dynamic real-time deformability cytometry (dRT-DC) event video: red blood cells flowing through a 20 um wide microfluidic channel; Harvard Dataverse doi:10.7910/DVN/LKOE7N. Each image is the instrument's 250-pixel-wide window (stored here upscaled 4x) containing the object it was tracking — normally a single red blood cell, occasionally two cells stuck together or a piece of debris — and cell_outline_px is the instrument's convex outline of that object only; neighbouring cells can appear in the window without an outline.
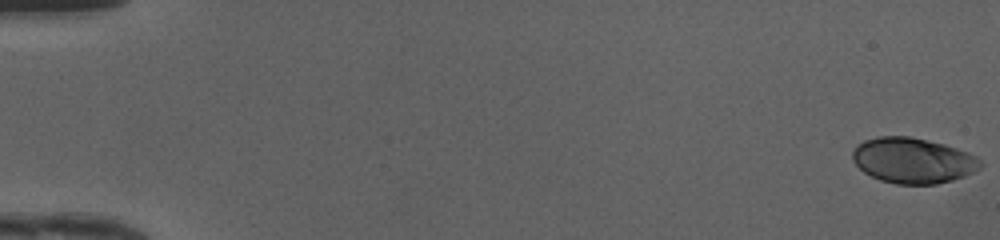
{"species": "human", "species_latin": "Homo sapiens", "temperature_condition": "cold", "stored_images_in_passage": 50, "camera_frame_rate_fps": 3000, "um_per_image_px": 0.085, "donor": {"sex": "female"}, "frame": {"image": 1, "passage_image": 1, "time_ms": 0.0, "image_size_px": [1000, 240], "cell_outline_px": [[984, 164], [980, 168], [964, 176], [952, 180], [936, 184], [896, 184], [880, 180], [864, 172], [852, 160], [852, 152], [856, 144], [864, 140], [880, 136], [908, 136], [944, 144], [968, 152], [976, 156]], "centroid_in_image_um": [77.59, 13.64], "position_along_channel_um": 7.4, "area_um2": 33.93}}
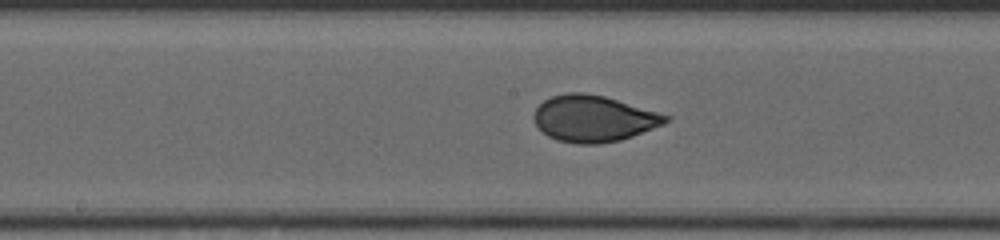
{"frame": {"image": 2, "passage_image": 27, "time_ms": 8.667, "image_size_px": [1000, 240], "cell_outline_px": [[672, 120], [664, 124], [632, 136], [620, 140], [600, 144], [576, 144], [556, 140], [548, 136], [536, 124], [532, 116], [536, 108], [544, 100], [552, 96], [568, 92], [584, 92], [604, 96], [672, 116]], "centroid_in_image_um": [50.46, 10.08], "position_along_channel_um": 197.7, "area_um2": 35.72}}
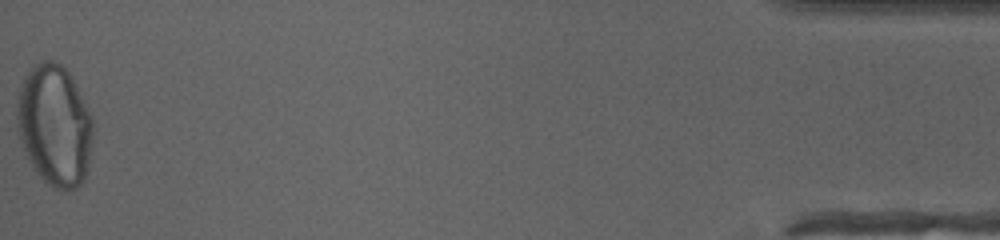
{"frame": {"image": 3, "passage_image": 50, "time_ms": 16.333, "image_size_px": [1000, 240], "cell_outline_px": [[92, 140], [88, 168], [84, 180], [76, 188], [60, 192], [52, 188], [32, 168], [20, 144], [16, 128], [16, 100], [24, 76], [32, 64], [44, 60], [52, 60], [60, 64], [72, 76], [92, 116]], "centroid_in_image_um": [4.61, 10.67], "position_along_channel_um": 430.6, "area_um2": 54.74}, "authors_computed_cell_mechanics": {"area_um2": 35.0846, "velocity_mm_per_s": 4.1987, "shape_relaxation_time_tau1_ms": 4.6462, "shape_relaxation_time_tau2_ms": null, "deformation_change_tau1": 0.187, "deformation_change_tau2": null}}